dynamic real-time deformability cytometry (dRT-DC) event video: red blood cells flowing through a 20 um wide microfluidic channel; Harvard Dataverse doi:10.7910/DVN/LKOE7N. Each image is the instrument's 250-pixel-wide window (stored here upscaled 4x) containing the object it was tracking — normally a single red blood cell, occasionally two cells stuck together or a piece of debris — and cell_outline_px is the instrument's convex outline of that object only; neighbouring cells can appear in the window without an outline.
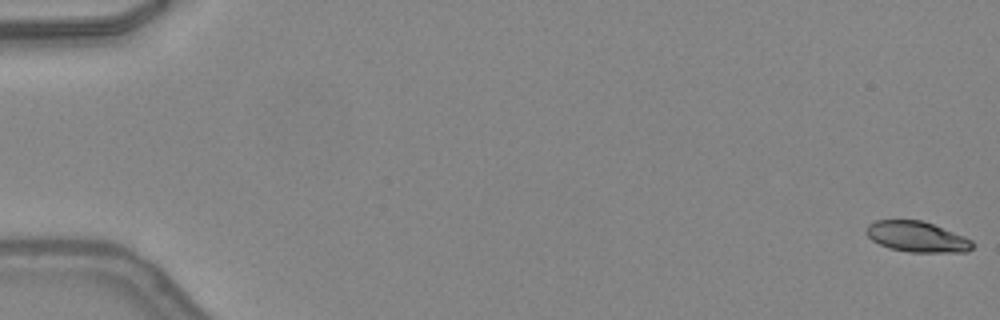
{"species": "common noctule bat (a hibernating species)", "species_latin": "Nyctalus noctula", "temperature_condition": "warm", "stored_images_in_passage": 44, "camera_frame_rate_fps": 3000, "um_per_image_px": 0.085, "animal": {"sex": "female", "body_mass_g": 24.6, "forearm_length_mm": 56.2}, "frame": {"image": 1, "passage_image": 1, "time_ms": 0.0, "image_size_px": [1000, 320], "cell_outline_px": [[976, 244], [968, 252], [908, 252], [892, 248], [880, 244], [872, 240], [864, 232], [868, 224], [876, 220], [920, 220], [932, 224], [964, 236], [972, 240]], "centroid_in_image_um": [77.95, 20.13], "position_along_channel_um": 7.0, "area_um2": 18.9}}
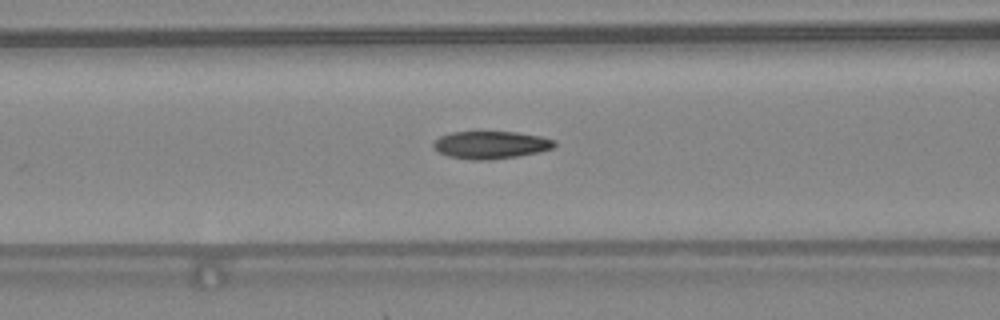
{"frame": {"image": 2, "passage_image": 21, "time_ms": 6.667, "image_size_px": [1000, 320], "cell_outline_px": [[556, 144], [552, 148], [540, 152], [516, 156], [488, 160], [472, 160], [448, 156], [432, 148], [432, 144], [440, 136], [452, 132], [516, 132], [540, 136], [556, 140]], "centroid_in_image_um": [41.72, 12.31], "position_along_channel_um": 124.9, "area_um2": 19.42}}
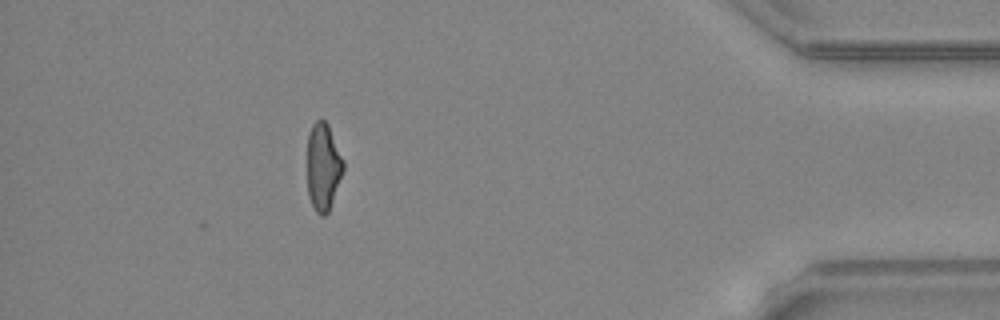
{"frame": {"image": 3, "passage_image": 44, "time_ms": 14.333, "image_size_px": [1000, 320], "cell_outline_px": [[344, 168], [328, 212], [324, 216], [320, 216], [316, 212], [308, 196], [308, 132], [312, 124], [320, 116], [328, 124], [344, 160]], "centroid_in_image_um": [27.46, 14.13], "position_along_channel_um": 407.7, "area_um2": 18.38}, "authors_computed_cell_mechanics": {"area_um2": 19.5364, "velocity_mm_per_s": 4.3192, "shape_relaxation_time_tau1_ms": 9.4518, "shape_relaxation_time_tau2_ms": 2.2648, "deformation_change_tau1": 0.2495, "deformation_change_tau2": 0.0912}}